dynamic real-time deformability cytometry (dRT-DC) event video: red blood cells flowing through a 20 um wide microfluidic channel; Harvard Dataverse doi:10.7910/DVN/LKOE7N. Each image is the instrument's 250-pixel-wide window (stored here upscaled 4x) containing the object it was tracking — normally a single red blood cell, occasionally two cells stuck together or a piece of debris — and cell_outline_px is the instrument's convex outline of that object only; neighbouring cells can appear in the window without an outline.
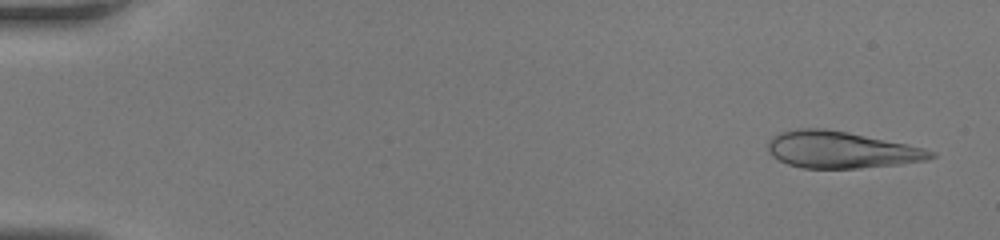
{"species": "human", "species_latin": "Homo sapiens", "temperature_condition": "room temperature", "stored_images_in_passage": 45, "camera_frame_rate_fps": 3000, "um_per_image_px": 0.085, "donor": {"sex": "female"}, "frame": {"image": 1, "passage_image": 2, "time_ms": 0.333, "image_size_px": [1000, 240], "cell_outline_px": [[936, 156], [924, 160], [900, 164], [860, 168], [804, 168], [788, 164], [772, 156], [768, 152], [768, 140], [780, 132], [800, 128], [824, 128], [848, 132], [924, 148], [936, 152]], "centroid_in_image_um": [71.47, 12.73], "position_along_channel_um": 13.5, "area_um2": 34.68}}
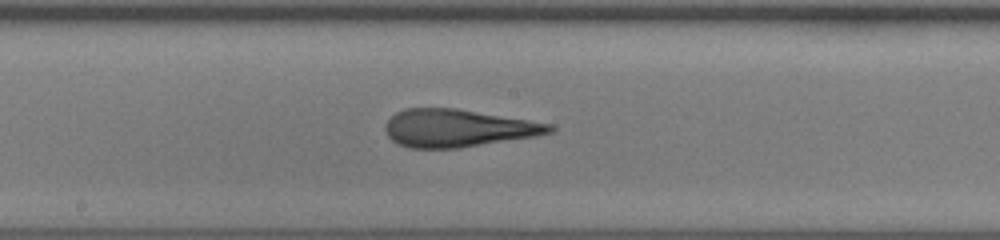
{"frame": {"image": 2, "passage_image": 25, "time_ms": 8.0, "image_size_px": [1000, 240], "cell_outline_px": [[556, 132], [536, 136], [460, 148], [408, 148], [392, 140], [388, 136], [384, 128], [388, 120], [396, 112], [404, 108], [456, 108], [552, 124], [556, 128]], "centroid_in_image_um": [38.94, 10.89], "position_along_channel_um": 209.3, "area_um2": 36.07}}
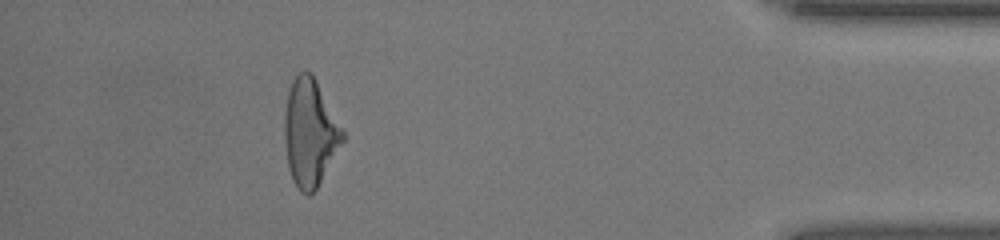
{"frame": {"image": 3, "passage_image": 41, "time_ms": 13.333, "image_size_px": [1000, 240], "cell_outline_px": [[344, 140], [316, 188], [308, 196], [300, 192], [292, 180], [288, 168], [284, 140], [284, 112], [288, 92], [292, 80], [304, 68], [312, 72], [344, 132]], "centroid_in_image_um": [26.31, 11.26], "position_along_channel_um": 408.9, "area_um2": 36.24}}